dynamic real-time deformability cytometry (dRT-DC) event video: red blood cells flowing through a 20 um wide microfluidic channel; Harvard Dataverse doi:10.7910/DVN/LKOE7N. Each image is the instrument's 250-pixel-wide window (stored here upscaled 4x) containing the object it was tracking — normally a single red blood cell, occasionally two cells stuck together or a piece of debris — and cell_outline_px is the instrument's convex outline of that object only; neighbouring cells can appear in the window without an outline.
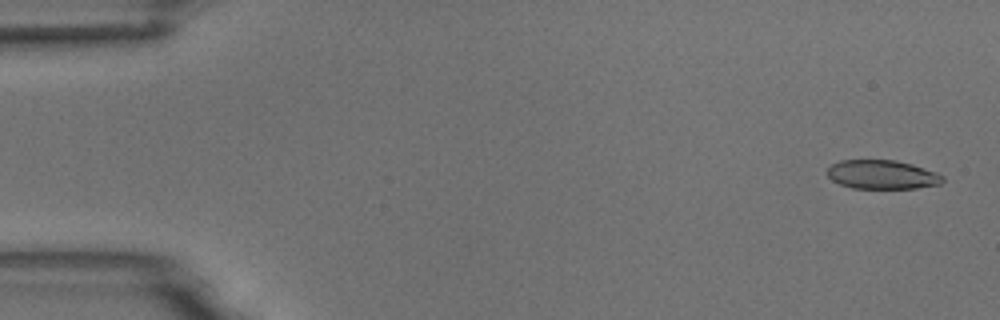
{"species": "common noctule bat (a hibernating species)", "species_latin": "Nyctalus noctula", "temperature_condition": "room temperature", "stored_images_in_passage": 6, "camera_frame_rate_fps": 3000, "um_per_image_px": 0.085, "animal": {"sex": "male", "body_mass_g": 18.8}, "frame": {"image": 1, "passage_image": 1, "time_ms": 0.0, "image_size_px": [1000, 320], "cell_outline_px": [[944, 180], [940, 184], [916, 188], [852, 188], [840, 184], [832, 180], [828, 176], [828, 168], [832, 164], [840, 160], [896, 160], [912, 164], [936, 172], [944, 176]], "centroid_in_image_um": [74.99, 14.84], "position_along_channel_um": 10.0, "area_um2": 19.42}}